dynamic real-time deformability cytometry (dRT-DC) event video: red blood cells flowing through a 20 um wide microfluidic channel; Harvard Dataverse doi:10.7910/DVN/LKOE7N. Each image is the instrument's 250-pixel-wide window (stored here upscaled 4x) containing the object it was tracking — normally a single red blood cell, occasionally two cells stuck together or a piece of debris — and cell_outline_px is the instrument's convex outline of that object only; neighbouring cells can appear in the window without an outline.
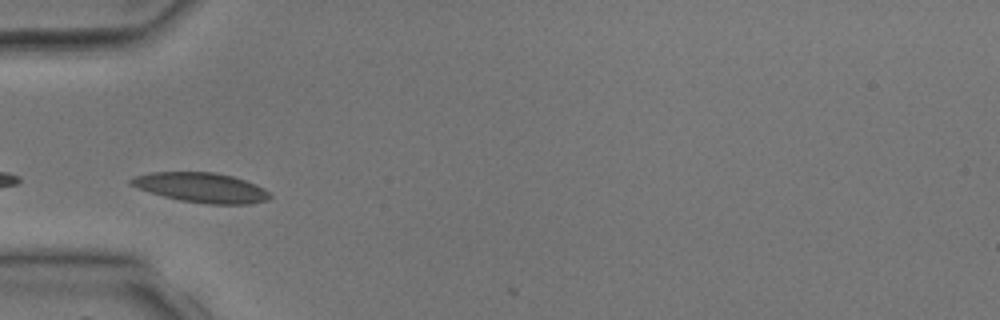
{"species": "common noctule bat (a hibernating species)", "species_latin": "Nyctalus noctula", "temperature_condition": "room temperature", "stored_images_in_passage": 1, "camera_frame_rate_fps": 3000, "um_per_image_px": 0.085, "animal": {"sex": "male", "body_mass_g": 17.9, "forearm_length_mm": 54.2}, "frame": {"image": 1, "passage_image": 1, "time_ms": 0.0, "image_size_px": [1000, 320], "cell_outline_px": [[272, 196], [268, 200], [248, 204], [208, 204], [180, 200], [164, 196], [136, 188], [128, 184], [128, 180], [136, 176], [152, 172], [216, 172], [232, 176], [256, 184], [264, 188]], "centroid_in_image_um": [17.11, 15.94], "position_along_channel_um": 67.9, "area_um2": 24.1}}